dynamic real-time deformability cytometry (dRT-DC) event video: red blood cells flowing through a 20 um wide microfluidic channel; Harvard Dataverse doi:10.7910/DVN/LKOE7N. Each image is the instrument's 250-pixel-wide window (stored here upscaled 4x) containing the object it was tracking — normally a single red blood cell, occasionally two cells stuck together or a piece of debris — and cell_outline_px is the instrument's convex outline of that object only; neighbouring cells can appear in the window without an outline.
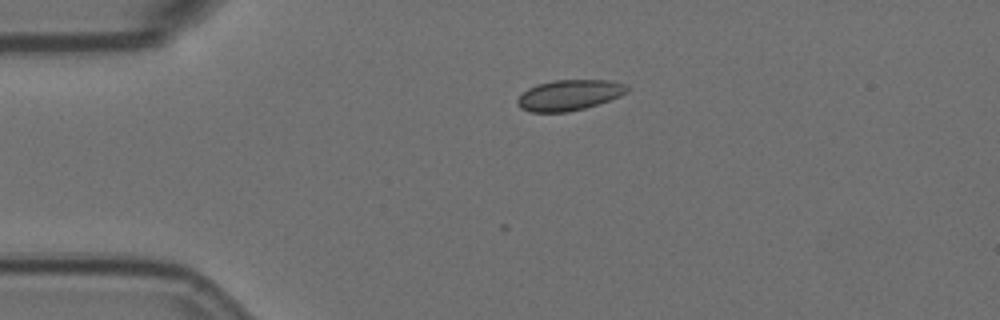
{"species": "Egyptian fruit bat (a non-hibernating species)", "species_latin": "Rousettus aegyptiacus", "temperature_condition": "room temperature", "stored_images_in_passage": 3, "camera_frame_rate_fps": 3000, "um_per_image_px": 0.085, "animal": {"sex": "female"}, "frame": {"image": 1, "passage_image": 1, "time_ms": 0.0, "image_size_px": [1000, 320], "cell_outline_px": [[628, 92], [620, 96], [584, 108], [568, 112], [532, 112], [520, 108], [516, 104], [516, 100], [528, 88], [536, 84], [552, 80], [608, 80], [628, 84]], "centroid_in_image_um": [48.37, 8.07], "position_along_channel_um": 36.6, "area_um2": 19.59}}
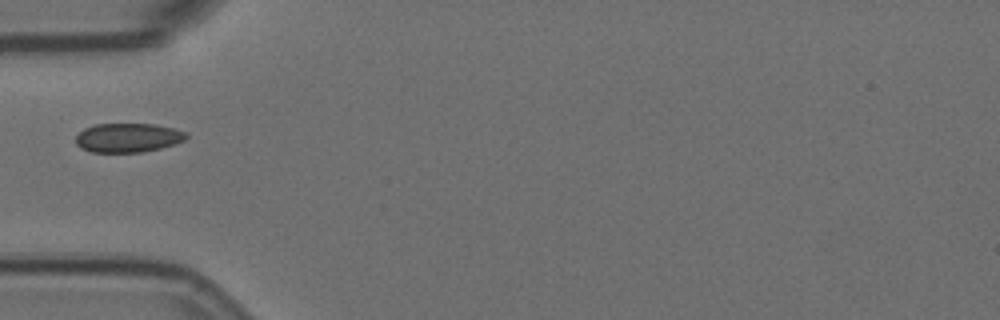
{"frame": {"image": 2, "passage_image": 3, "time_ms": 0.667, "image_size_px": [1000, 320], "cell_outline_px": [[188, 136], [184, 140], [160, 148], [140, 152], [92, 152], [80, 148], [76, 144], [76, 136], [84, 128], [96, 124], [156, 124], [188, 132]], "centroid_in_image_um": [10.86, 11.7], "position_along_channel_um": 74.1, "area_um2": 18.67}}